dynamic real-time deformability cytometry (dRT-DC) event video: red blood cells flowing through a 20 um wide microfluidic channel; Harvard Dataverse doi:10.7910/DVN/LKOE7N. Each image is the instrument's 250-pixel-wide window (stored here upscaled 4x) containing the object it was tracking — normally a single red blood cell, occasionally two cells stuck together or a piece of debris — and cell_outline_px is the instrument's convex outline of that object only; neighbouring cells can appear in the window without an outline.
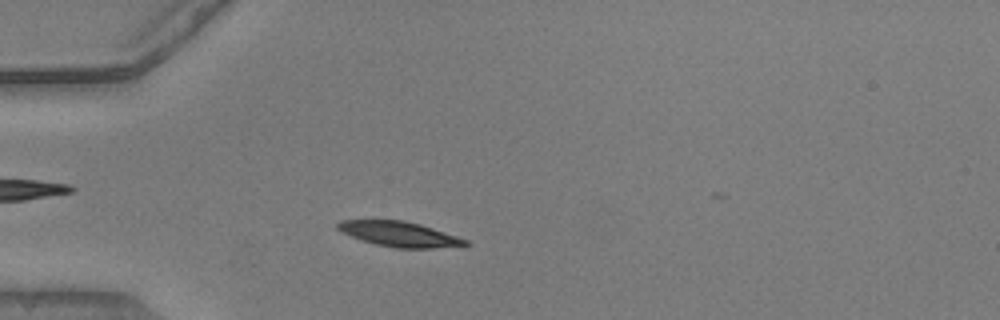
{"species": "common noctule bat (a hibernating species)", "species_latin": "Nyctalus noctula", "temperature_condition": "warm", "stored_images_in_passage": 48, "camera_frame_rate_fps": 3000, "um_per_image_px": 0.085, "animal": {"sex": "male", "body_mass_g": 20.5, "forearm_length_mm": 52.5}, "frame": {"image": 1, "passage_image": 10, "time_ms": 3.0, "image_size_px": [1000, 320], "cell_outline_px": [[472, 244], [432, 248], [396, 248], [376, 244], [360, 240], [336, 228], [336, 224], [340, 220], [404, 220], [420, 224], [468, 240]], "centroid_in_image_um": [33.93, 19.89], "position_along_channel_um": 51.1, "area_um2": 18.44}}
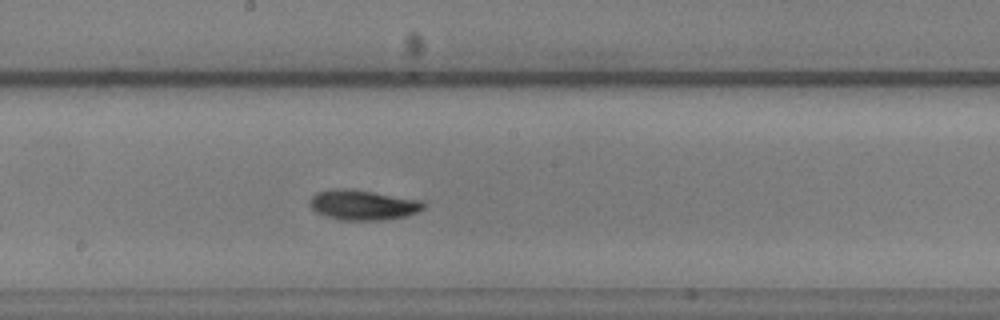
{"frame": {"image": 2, "passage_image": 24, "time_ms": 7.667, "image_size_px": [1000, 320], "cell_outline_px": [[424, 208], [416, 212], [404, 216], [384, 220], [340, 220], [324, 216], [316, 212], [308, 204], [312, 196], [316, 192], [336, 188], [348, 188], [424, 200]], "centroid_in_image_um": [30.82, 17.41], "position_along_channel_um": 217.4, "area_um2": 20.06}}
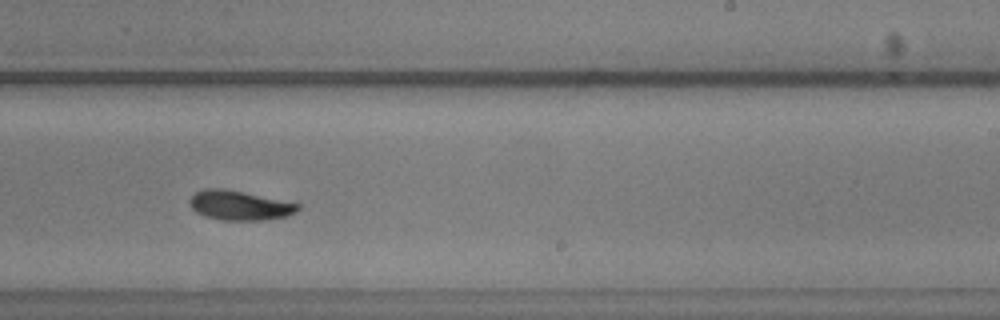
{"frame": {"image": 3, "passage_image": 28, "time_ms": 9.0, "image_size_px": [1000, 320], "cell_outline_px": [[300, 208], [296, 212], [284, 216], [264, 220], [220, 220], [204, 216], [196, 212], [192, 208], [188, 200], [196, 192], [204, 188], [224, 188], [300, 204]], "centroid_in_image_um": [20.32, 17.46], "position_along_channel_um": 268.7, "area_um2": 18.5}, "authors_computed_cell_mechanics": {"area_um2": 18.5538, "velocity_mm_per_s": 3.8688, "shape_relaxation_time_tau1_ms": 2.782, "shape_relaxation_time_tau2_ms": 5.1672, "deformation_change_tau1": 0.1234, "deformation_change_tau2": 0.0722}}